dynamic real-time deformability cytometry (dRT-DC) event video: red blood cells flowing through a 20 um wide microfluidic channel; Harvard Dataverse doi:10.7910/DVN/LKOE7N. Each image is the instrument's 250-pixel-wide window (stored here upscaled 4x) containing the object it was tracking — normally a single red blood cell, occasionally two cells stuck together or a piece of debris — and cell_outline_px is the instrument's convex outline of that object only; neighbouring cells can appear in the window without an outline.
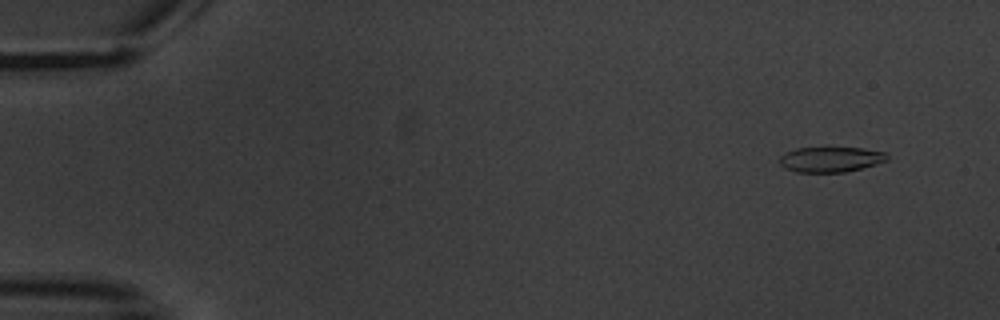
{"species": "common noctule bat (a hibernating species)", "species_latin": "Nyctalus noctula", "temperature_condition": "warm", "stored_images_in_passage": 4, "camera_frame_rate_fps": 3000, "um_per_image_px": 0.085, "animal": {"sex": "male", "body_mass_g": 20.1, "forearm_length_mm": 53.5}, "frame": {"image": 1, "passage_image": 1, "time_ms": 0.0, "image_size_px": [1000, 320], "cell_outline_px": [[888, 160], [876, 164], [844, 172], [796, 172], [784, 168], [780, 164], [780, 156], [784, 152], [796, 148], [824, 144], [864, 148], [888, 152]], "centroid_in_image_um": [70.59, 13.48], "position_along_channel_um": 14.4, "area_um2": 16.88}}
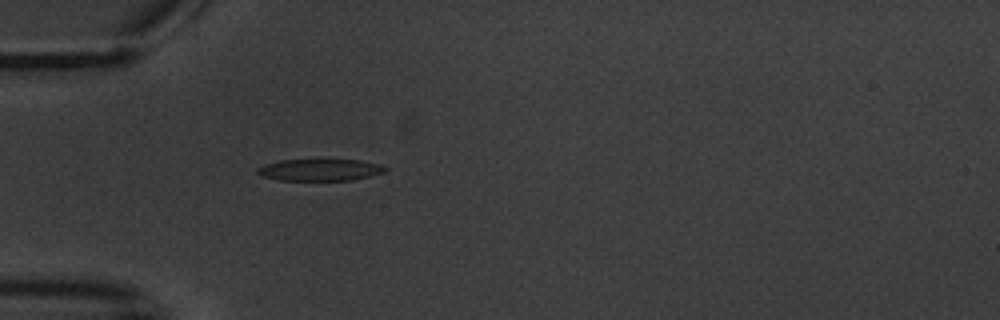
{"frame": {"image": 2, "passage_image": 4, "time_ms": 4.667, "image_size_px": [1000, 320], "cell_outline_px": [[388, 168], [384, 172], [352, 180], [276, 180], [260, 176], [256, 172], [256, 168], [264, 164], [280, 160], [360, 160], [380, 164]], "centroid_in_image_um": [27.14, 14.44], "position_along_channel_um": 57.9, "area_um2": 16.24}}